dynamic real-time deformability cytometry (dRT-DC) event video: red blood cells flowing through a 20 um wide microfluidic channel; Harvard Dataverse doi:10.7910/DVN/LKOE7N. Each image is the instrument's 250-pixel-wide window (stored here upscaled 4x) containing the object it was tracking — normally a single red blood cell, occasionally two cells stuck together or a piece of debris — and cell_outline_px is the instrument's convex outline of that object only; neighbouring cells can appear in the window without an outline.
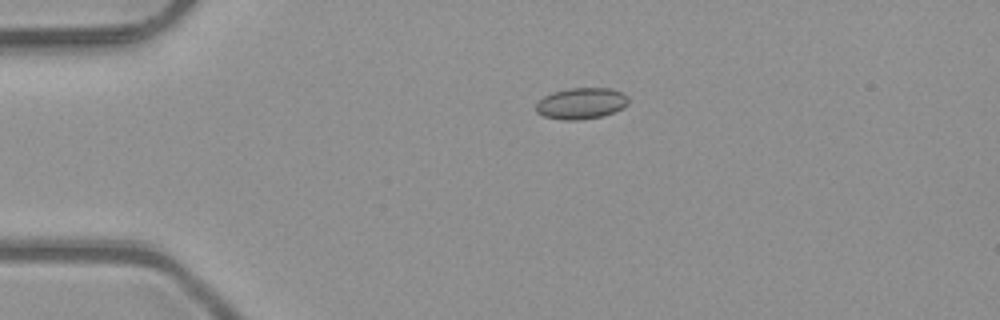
{"species": "common noctule bat (a hibernating species)", "species_latin": "Nyctalus noctula", "temperature_condition": "room temperature", "stored_images_in_passage": 2, "camera_frame_rate_fps": 3000, "um_per_image_px": 0.085, "animal": {"sex": "male", "body_mass_g": 23.1, "forearm_length_mm": 52.7}, "frame": {"image": 1, "passage_image": 1, "time_ms": 0.0, "image_size_px": [1000, 320], "cell_outline_px": [[628, 104], [624, 108], [604, 116], [576, 120], [564, 120], [544, 116], [536, 112], [536, 104], [544, 96], [552, 92], [568, 88], [612, 88], [628, 96]], "centroid_in_image_um": [49.42, 8.79], "position_along_channel_um": 35.6, "area_um2": 16.94}}